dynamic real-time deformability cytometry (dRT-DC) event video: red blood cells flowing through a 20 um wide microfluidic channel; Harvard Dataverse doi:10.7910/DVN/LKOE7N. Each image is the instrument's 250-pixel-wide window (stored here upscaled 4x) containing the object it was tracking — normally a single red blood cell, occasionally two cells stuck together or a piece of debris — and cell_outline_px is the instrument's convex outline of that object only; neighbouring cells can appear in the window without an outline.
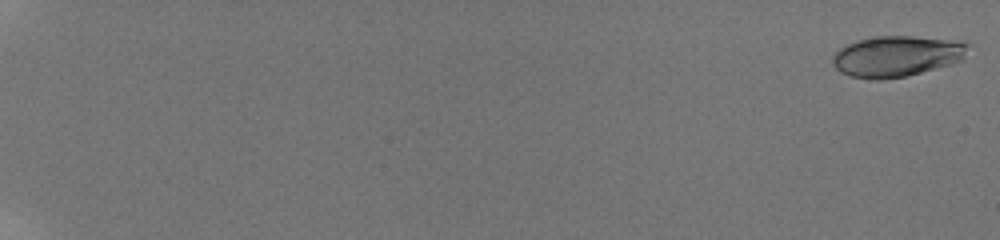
{"species": "human", "species_latin": "Homo sapiens", "temperature_condition": "room temperature", "stored_images_in_passage": 58, "camera_frame_rate_fps": 3000, "um_per_image_px": 0.085, "donor": {"sex": "male"}, "frame": {"image": 1, "passage_image": 1, "time_ms": 0.0, "image_size_px": [1000, 240], "cell_outline_px": [[972, 44], [964, 60], [952, 64], [908, 76], [880, 80], [872, 80], [848, 76], [840, 72], [832, 64], [832, 56], [840, 48], [848, 44], [860, 40], [876, 36], [912, 36], [944, 40]], "centroid_in_image_um": [76.22, 4.8], "position_along_channel_um": 8.8, "area_um2": 32.43}}
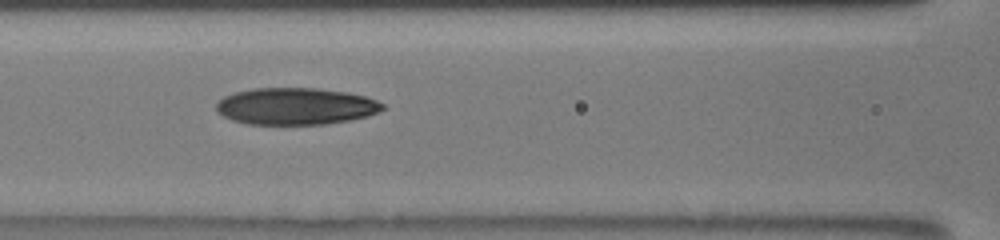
{"frame": {"image": 2, "passage_image": 31, "time_ms": 10.0, "image_size_px": [1000, 240], "cell_outline_px": [[384, 108], [368, 116], [348, 120], [324, 124], [248, 124], [232, 120], [224, 116], [216, 108], [216, 104], [224, 96], [236, 92], [252, 88], [316, 88], [348, 92], [364, 96], [376, 100], [384, 104]], "centroid_in_image_um": [25.13, 9.02], "position_along_channel_um": 141.5, "area_um2": 35.55}}
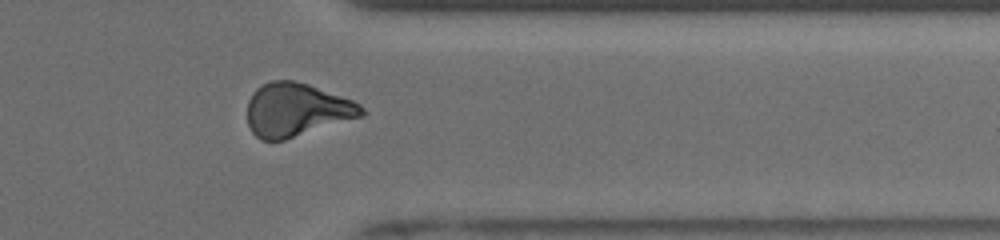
{"frame": {"image": 3, "passage_image": 50, "time_ms": 16.333, "image_size_px": [1000, 240], "cell_outline_px": [[368, 112], [364, 116], [284, 140], [260, 140], [252, 132], [248, 124], [248, 100], [252, 92], [260, 84], [268, 80], [292, 80], [308, 84], [352, 100], [360, 104]], "centroid_in_image_um": [25.2, 9.33], "position_along_channel_um": 386.2, "area_um2": 35.78}, "authors_computed_cell_mechanics": {"area_um2": 34.4488, "velocity_mm_per_s": 3.886, "shape_relaxation_time_tau1_ms": 8.6532, "shape_relaxation_time_tau2_ms": 2.9773, "deformation_change_tau1": 0.2221, "deformation_change_tau2": 0.1062}}